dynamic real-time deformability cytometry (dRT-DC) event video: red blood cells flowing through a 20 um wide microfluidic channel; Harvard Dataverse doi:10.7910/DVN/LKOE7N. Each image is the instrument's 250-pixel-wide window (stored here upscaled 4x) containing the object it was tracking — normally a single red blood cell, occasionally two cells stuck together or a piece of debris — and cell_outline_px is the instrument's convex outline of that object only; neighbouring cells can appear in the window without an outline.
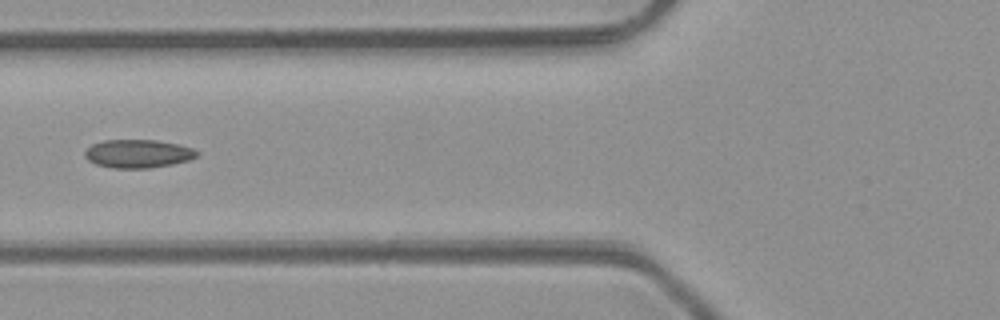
{"species": "common noctule bat (a hibernating species)", "species_latin": "Nyctalus noctula", "temperature_condition": "room temperature", "stored_images_in_passage": 6, "camera_frame_rate_fps": 3000, "um_per_image_px": 0.085, "animal": {"sex": "male", "body_mass_g": 23.1, "forearm_length_mm": 52.7}, "frame": {"image": 1, "passage_image": 5, "time_ms": 4.667, "image_size_px": [1000, 320], "cell_outline_px": [[200, 152], [196, 156], [188, 160], [172, 164], [148, 168], [112, 168], [96, 164], [88, 160], [84, 156], [84, 152], [92, 144], [104, 140], [156, 140], [176, 144], [192, 148]], "centroid_in_image_um": [11.7, 13.06], "position_along_channel_um": 114.1, "area_um2": 18.38}}
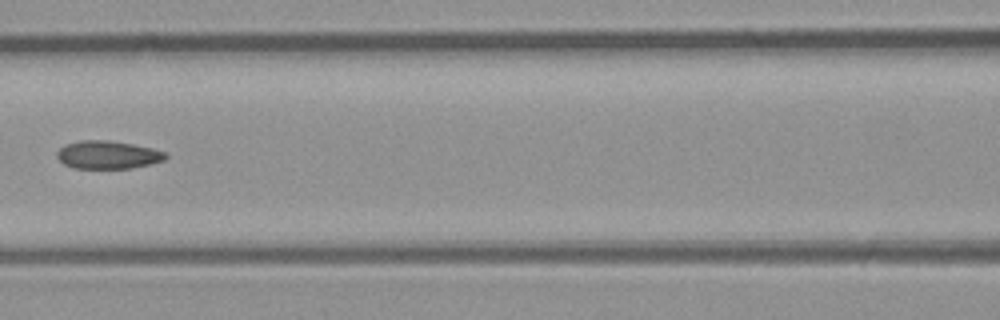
{"frame": {"image": 2, "passage_image": 6, "time_ms": 5.667, "image_size_px": [1000, 320], "cell_outline_px": [[168, 156], [164, 160], [132, 168], [72, 168], [64, 164], [56, 156], [56, 152], [64, 144], [80, 140], [108, 140], [132, 144], [152, 148], [164, 152]], "centroid_in_image_um": [9.12, 13.15], "position_along_channel_um": 157.5, "area_um2": 17.69}}